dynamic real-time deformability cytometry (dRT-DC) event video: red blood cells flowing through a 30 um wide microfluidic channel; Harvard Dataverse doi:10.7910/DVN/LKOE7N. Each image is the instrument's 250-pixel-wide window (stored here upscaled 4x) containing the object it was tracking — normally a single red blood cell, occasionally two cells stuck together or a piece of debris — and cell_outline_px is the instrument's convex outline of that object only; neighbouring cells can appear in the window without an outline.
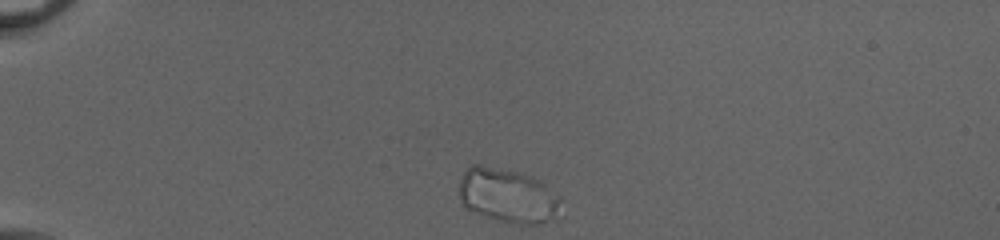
{"species": "common noctule bat (a hibernating species)", "species_latin": "Nyctalus noctula", "temperature_condition": "cold", "stored_images_in_passage": 39, "camera_frame_rate_fps": 3000, "um_per_image_px": 0.085, "animal": {"sex": "female", "body_mass_g": 20.0, "forearm_length_mm": 54.0}, "frame": {"image": 1, "passage_image": 1, "time_ms": 0.0, "image_size_px": [1000, 240], "cell_outline_px": [[564, 216], [556, 220], [540, 224], [520, 224], [496, 220], [484, 216], [464, 208], [460, 196], [460, 180], [464, 172], [472, 164], [480, 164], [516, 172], [540, 180], [560, 196]], "centroid_in_image_um": [43.24, 16.67], "position_along_channel_um": 41.8, "area_um2": 32.89}}
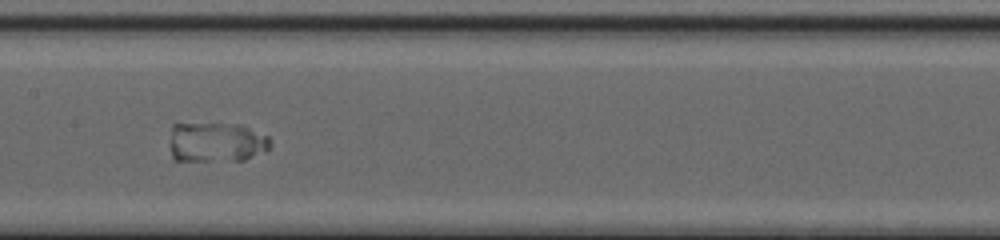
{"frame": {"image": 2, "passage_image": 16, "time_ms": 5.0, "image_size_px": [1000, 240], "cell_outline_px": [[272, 144], [268, 148], [244, 160], [176, 160], [172, 156], [168, 144], [172, 124], [240, 124], [268, 136], [272, 140]], "centroid_in_image_um": [18.35, 12.07], "position_along_channel_um": 189.1, "area_um2": 23.35}}
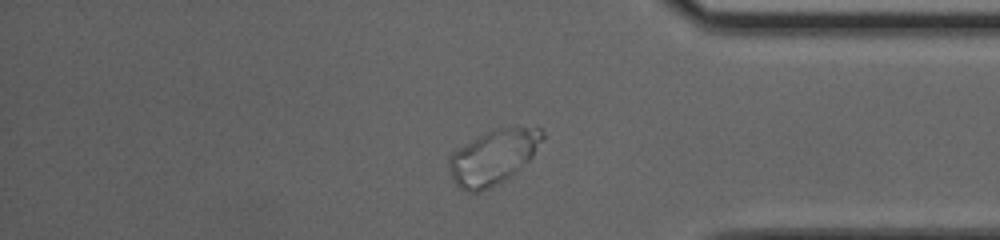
{"frame": {"image": 3, "passage_image": 32, "time_ms": 10.333, "image_size_px": [1000, 240], "cell_outline_px": [[544, 136], [532, 156], [528, 160], [508, 176], [496, 184], [480, 192], [468, 192], [460, 188], [452, 180], [448, 164], [448, 160], [452, 152], [472, 140], [488, 132], [512, 124], [536, 124], [544, 132]], "centroid_in_image_um": [41.96, 13.28], "position_along_channel_um": 393.2, "area_um2": 29.65}}